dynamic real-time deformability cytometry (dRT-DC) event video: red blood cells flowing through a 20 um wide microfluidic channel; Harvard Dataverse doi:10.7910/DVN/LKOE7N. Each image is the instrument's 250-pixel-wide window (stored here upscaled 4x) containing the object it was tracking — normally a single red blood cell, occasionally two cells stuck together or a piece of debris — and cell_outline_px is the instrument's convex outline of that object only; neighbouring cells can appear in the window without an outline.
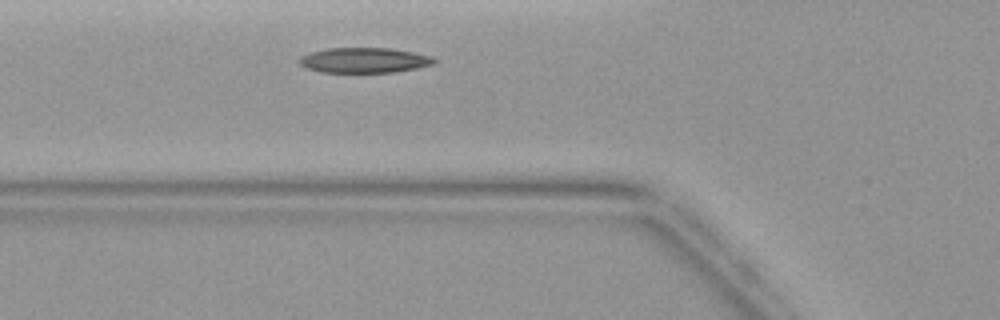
{"species": "common noctule bat (a hibernating species)", "species_latin": "Nyctalus noctula", "temperature_condition": "warm", "stored_images_in_passage": 3, "camera_frame_rate_fps": 3000, "um_per_image_px": 0.085, "animal": {"sex": "female", "body_mass_g": 19.9}, "frame": {"image": 1, "passage_image": 3, "time_ms": 2.333, "image_size_px": [1000, 320], "cell_outline_px": [[440, 60], [436, 64], [396, 72], [320, 72], [308, 68], [300, 64], [296, 60], [300, 56], [312, 52], [328, 48], [392, 48], [432, 56]], "centroid_in_image_um": [31.0, 5.12], "position_along_channel_um": 94.8, "area_um2": 19.94}}